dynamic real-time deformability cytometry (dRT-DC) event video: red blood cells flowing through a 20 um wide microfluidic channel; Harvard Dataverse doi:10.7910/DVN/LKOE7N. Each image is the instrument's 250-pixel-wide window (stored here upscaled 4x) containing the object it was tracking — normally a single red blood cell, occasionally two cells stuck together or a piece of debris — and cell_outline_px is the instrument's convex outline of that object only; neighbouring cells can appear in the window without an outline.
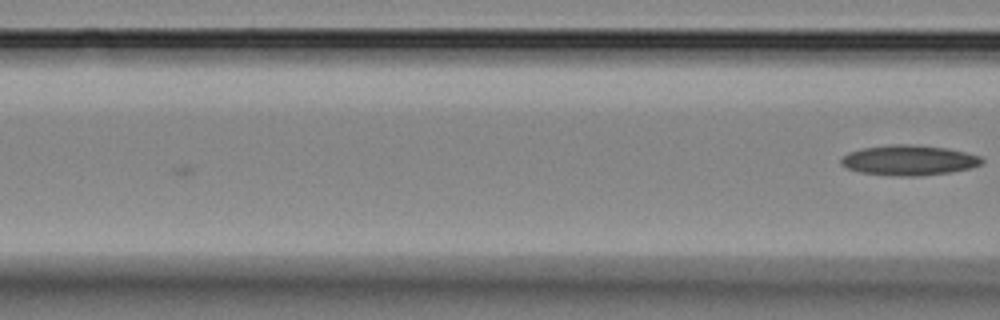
{"species": "Egyptian fruit bat (a non-hibernating species)", "species_latin": "Rousettus aegyptiacus", "temperature_condition": "room temperature", "stored_images_in_passage": 4, "camera_frame_rate_fps": 3000, "um_per_image_px": 0.085, "animal": {"sex": "female"}, "frame": {"image": 1, "passage_image": 4, "time_ms": 4.333, "image_size_px": [1000, 320], "cell_outline_px": [[984, 164], [972, 168], [948, 172], [920, 176], [896, 176], [860, 172], [848, 168], [840, 164], [840, 160], [848, 152], [860, 148], [892, 144], [908, 144], [948, 148], [980, 156], [984, 160]], "centroid_in_image_um": [77.27, 13.62], "position_along_channel_um": 89.3, "area_um2": 24.85}}